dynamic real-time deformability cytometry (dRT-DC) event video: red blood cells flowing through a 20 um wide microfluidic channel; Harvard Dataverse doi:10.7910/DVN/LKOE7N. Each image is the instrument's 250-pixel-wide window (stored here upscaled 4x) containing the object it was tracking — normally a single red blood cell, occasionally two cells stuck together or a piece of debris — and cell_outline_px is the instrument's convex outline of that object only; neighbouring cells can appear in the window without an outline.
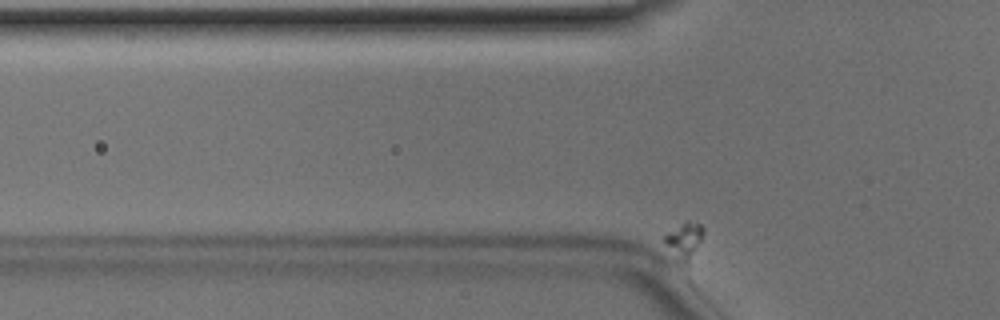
{"species": "Egyptian fruit bat (a non-hibernating species)", "species_latin": "Rousettus aegyptiacus", "temperature_condition": "room temperature", "stored_images_in_passage": 42, "camera_frame_rate_fps": 3000, "um_per_image_px": 0.085, "animal": {"sex": "male"}, "frame": {"image": 1, "passage_image": 5, "time_ms": 1.333, "image_size_px": [1000, 320], "cell_outline_px": [[704, 232], [688, 284], [676, 264], [664, 240], [664, 236], [668, 232], [688, 220], [700, 224], [704, 228]], "centroid_in_image_um": [58.23, 20.89], "position_along_channel_um": 67.6, "area_um2": 10.23}}
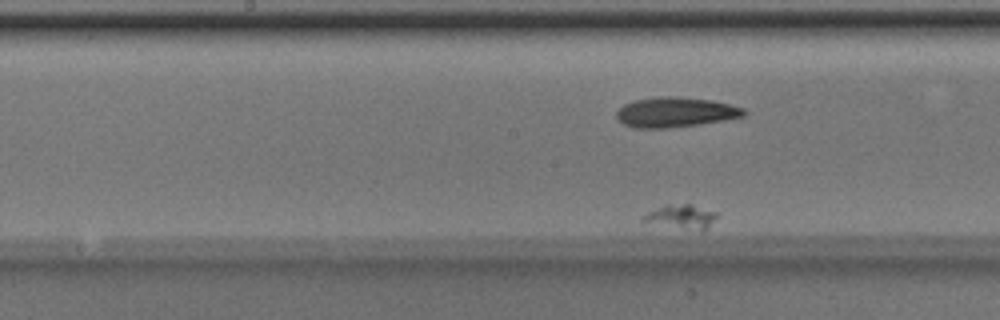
{"frame": {"image": 2, "passage_image": 21, "time_ms": 6.667, "image_size_px": [1000, 320], "cell_outline_px": [[716, 216], [708, 228], [700, 232], [640, 220], [648, 212], [668, 204], [692, 204], [716, 212]], "centroid_in_image_um": [57.97, 18.42], "position_along_channel_um": 190.2, "area_um2": 10.12}}
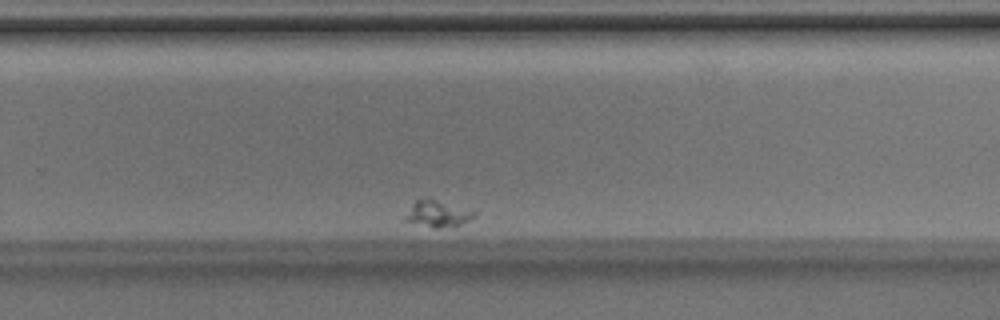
{"frame": {"image": 3, "passage_image": 33, "time_ms": 10.667, "image_size_px": [1000, 320], "cell_outline_px": [[476, 216], [452, 228], [432, 228], [404, 220], [404, 216], [412, 204], [416, 200], [428, 196], [476, 208]], "centroid_in_image_um": [37.29, 18.12], "position_along_channel_um": 292.5, "area_um2": 11.56}}